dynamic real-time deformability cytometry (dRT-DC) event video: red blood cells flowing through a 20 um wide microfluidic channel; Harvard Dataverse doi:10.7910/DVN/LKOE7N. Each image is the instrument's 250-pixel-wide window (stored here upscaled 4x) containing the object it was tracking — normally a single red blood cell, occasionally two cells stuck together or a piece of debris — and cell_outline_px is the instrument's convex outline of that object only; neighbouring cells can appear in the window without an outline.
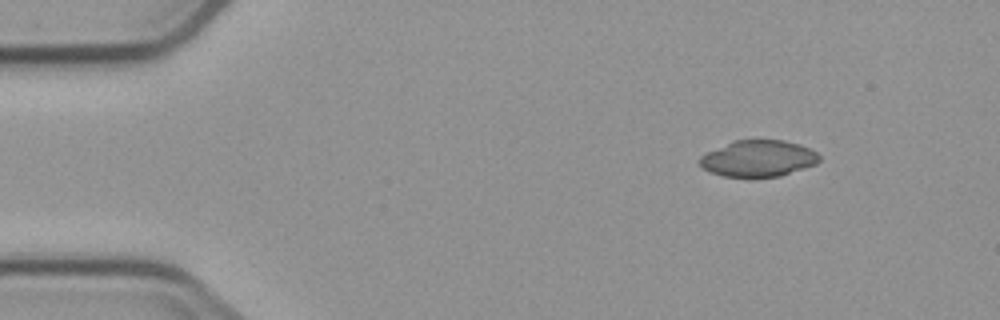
{"species": "common noctule bat (a hibernating species)", "species_latin": "Nyctalus noctula", "temperature_condition": "cold", "stored_images_in_passage": 5, "camera_frame_rate_fps": 3000, "um_per_image_px": 0.085, "animal": {"sex": "male", "body_mass_g": 23.1, "forearm_length_mm": 52.7}, "frame": {"image": 1, "passage_image": 1, "time_ms": 0.0, "image_size_px": [1000, 320], "cell_outline_px": [[820, 160], [816, 164], [780, 176], [724, 176], [708, 172], [696, 160], [700, 156], [732, 140], [784, 140], [800, 144], [816, 152], [820, 156]], "centroid_in_image_um": [64.44, 13.46], "position_along_channel_um": 20.6, "area_um2": 25.26}}